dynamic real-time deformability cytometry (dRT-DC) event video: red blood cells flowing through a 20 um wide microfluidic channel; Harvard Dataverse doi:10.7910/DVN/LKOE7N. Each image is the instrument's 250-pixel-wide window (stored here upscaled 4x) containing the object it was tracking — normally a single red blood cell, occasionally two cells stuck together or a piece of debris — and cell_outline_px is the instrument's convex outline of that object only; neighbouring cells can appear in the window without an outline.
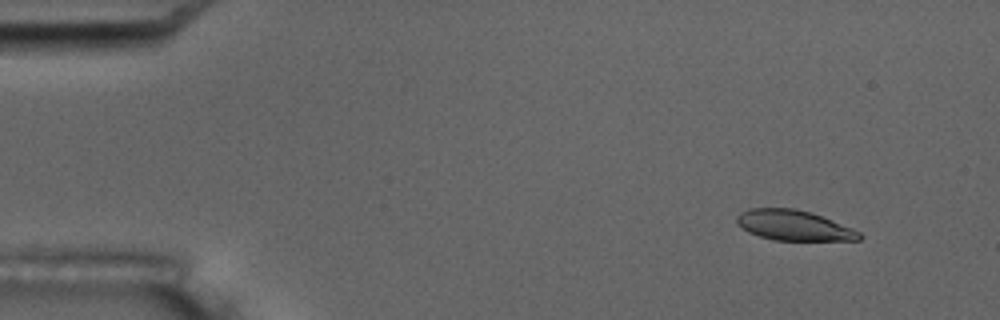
{"species": "common noctule bat (a hibernating species)", "species_latin": "Nyctalus noctula", "temperature_condition": "room temperature", "stored_images_in_passage": 5, "camera_frame_rate_fps": 3000, "um_per_image_px": 0.085, "animal": {"sex": "male", "body_mass_g": 17.5, "forearm_length_mm": 52.3}, "frame": {"image": 1, "passage_image": 2, "time_ms": 1.0, "image_size_px": [1000, 320], "cell_outline_px": [[864, 236], [860, 240], [772, 240], [748, 232], [736, 224], [736, 216], [740, 212], [752, 208], [792, 208], [812, 212], [852, 228], [860, 232]], "centroid_in_image_um": [67.46, 19.15], "position_along_channel_um": 17.5, "area_um2": 21.68}}
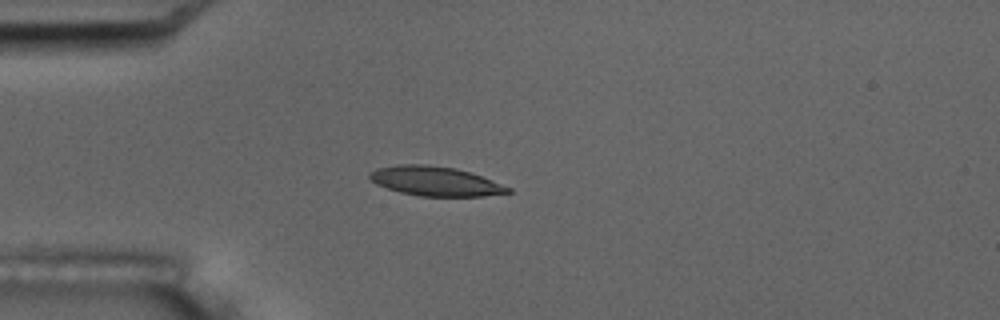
{"frame": {"image": 2, "passage_image": 5, "time_ms": 4.333, "image_size_px": [1000, 320], "cell_outline_px": [[512, 192], [484, 196], [420, 196], [400, 192], [376, 184], [368, 176], [368, 172], [376, 168], [396, 164], [428, 164], [456, 168], [480, 176], [512, 188]], "centroid_in_image_um": [36.96, 15.39], "position_along_channel_um": 48.0, "area_um2": 23.7}}